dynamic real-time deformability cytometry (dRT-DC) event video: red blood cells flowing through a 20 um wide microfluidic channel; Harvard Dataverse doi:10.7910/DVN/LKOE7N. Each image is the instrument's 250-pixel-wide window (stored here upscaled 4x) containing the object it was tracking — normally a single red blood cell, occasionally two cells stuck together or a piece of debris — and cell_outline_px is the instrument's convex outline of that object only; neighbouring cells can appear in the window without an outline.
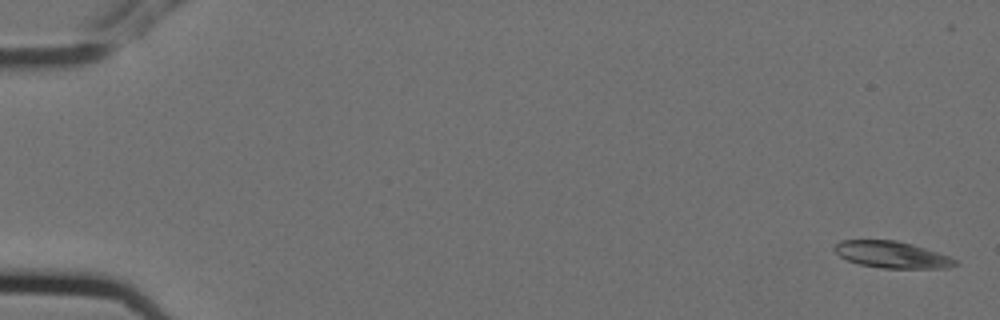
{"species": "Egyptian fruit bat (a non-hibernating species)", "species_latin": "Rousettus aegyptiacus", "temperature_condition": "cold", "stored_images_in_passage": 6, "segment_of_instrument_passage": [1, 2], "camera_frame_rate_fps": 3000, "um_per_image_px": 0.085, "animal": {"sex": "female"}, "frame": {"image": 1, "passage_image": 1, "time_ms": 0.0, "image_size_px": [1000, 320], "cell_outline_px": [[960, 264], [948, 268], [880, 268], [860, 264], [848, 260], [840, 256], [832, 248], [832, 244], [840, 240], [896, 240], [912, 244], [960, 260]], "centroid_in_image_um": [75.81, 21.64], "position_along_channel_um": 9.2, "area_um2": 18.9}}